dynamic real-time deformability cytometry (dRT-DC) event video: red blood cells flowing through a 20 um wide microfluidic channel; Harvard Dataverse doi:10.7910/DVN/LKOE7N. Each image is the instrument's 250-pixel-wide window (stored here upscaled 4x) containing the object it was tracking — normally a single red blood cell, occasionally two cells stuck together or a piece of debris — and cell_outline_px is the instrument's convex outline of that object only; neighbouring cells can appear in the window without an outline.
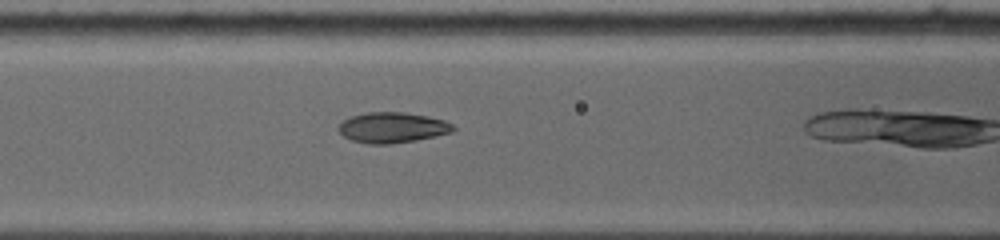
{"species": "common noctule bat (a hibernating species)", "species_latin": "Nyctalus noctula", "temperature_condition": "warm", "stored_images_in_passage": 4, "camera_frame_rate_fps": 5000, "um_per_image_px": 0.085, "animal": {"sex": "female", "body_mass_g": 19.0, "forearm_length_mm": 53.3}, "frame": {"image": 1, "passage_image": 4, "time_ms": 2.4, "image_size_px": [1000, 240], "cell_outline_px": [[456, 128], [452, 132], [436, 136], [416, 140], [392, 144], [368, 144], [352, 140], [344, 136], [340, 132], [340, 124], [344, 120], [352, 116], [368, 112], [404, 112], [428, 116], [444, 120], [452, 124]], "centroid_in_image_um": [33.39, 10.84], "position_along_channel_um": 133.2, "area_um2": 20.29}}